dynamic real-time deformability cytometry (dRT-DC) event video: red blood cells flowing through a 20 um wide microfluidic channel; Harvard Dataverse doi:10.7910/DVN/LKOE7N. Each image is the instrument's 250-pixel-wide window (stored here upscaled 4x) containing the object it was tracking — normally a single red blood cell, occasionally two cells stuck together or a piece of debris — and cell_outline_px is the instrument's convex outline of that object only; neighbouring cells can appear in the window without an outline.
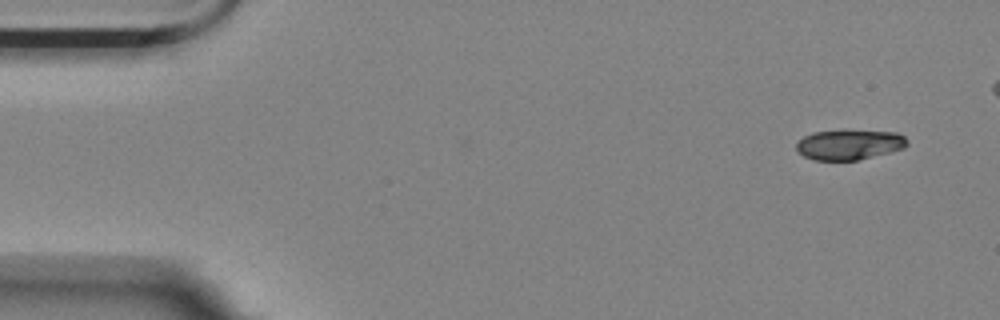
{"species": "Egyptian fruit bat (a non-hibernating species)", "species_latin": "Rousettus aegyptiacus", "temperature_condition": "room temperature", "stored_images_in_passage": 5, "camera_frame_rate_fps": 3000, "um_per_image_px": 0.085, "animal": {"sex": "female"}, "frame": {"image": 1, "passage_image": 1, "time_ms": 0.0, "image_size_px": [1000, 320], "cell_outline_px": [[908, 144], [904, 148], [856, 160], [812, 160], [804, 156], [796, 148], [796, 140], [812, 132], [844, 128], [896, 132], [904, 136], [908, 140]], "centroid_in_image_um": [72.16, 12.24], "position_along_channel_um": 12.8, "area_um2": 20.06}}